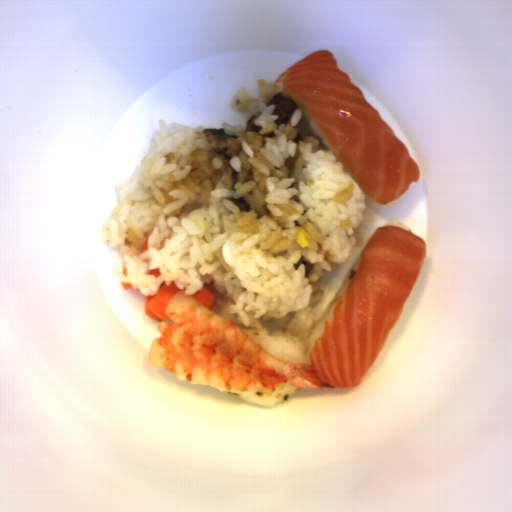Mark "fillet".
<instances>
[{
  "instance_id": "obj_1",
  "label": "fillet",
  "mask_w": 512,
  "mask_h": 512,
  "mask_svg": "<svg viewBox=\"0 0 512 512\" xmlns=\"http://www.w3.org/2000/svg\"><path fill=\"white\" fill-rule=\"evenodd\" d=\"M425 239L395 225L376 229L310 349L316 378L337 389L359 386L375 364L427 261Z\"/></svg>"
},
{
  "instance_id": "obj_2",
  "label": "fillet",
  "mask_w": 512,
  "mask_h": 512,
  "mask_svg": "<svg viewBox=\"0 0 512 512\" xmlns=\"http://www.w3.org/2000/svg\"><path fill=\"white\" fill-rule=\"evenodd\" d=\"M273 91L297 105L317 126L366 196L396 201L421 179L419 164L378 110L338 69L328 49L315 51L284 70Z\"/></svg>"
}]
</instances>
